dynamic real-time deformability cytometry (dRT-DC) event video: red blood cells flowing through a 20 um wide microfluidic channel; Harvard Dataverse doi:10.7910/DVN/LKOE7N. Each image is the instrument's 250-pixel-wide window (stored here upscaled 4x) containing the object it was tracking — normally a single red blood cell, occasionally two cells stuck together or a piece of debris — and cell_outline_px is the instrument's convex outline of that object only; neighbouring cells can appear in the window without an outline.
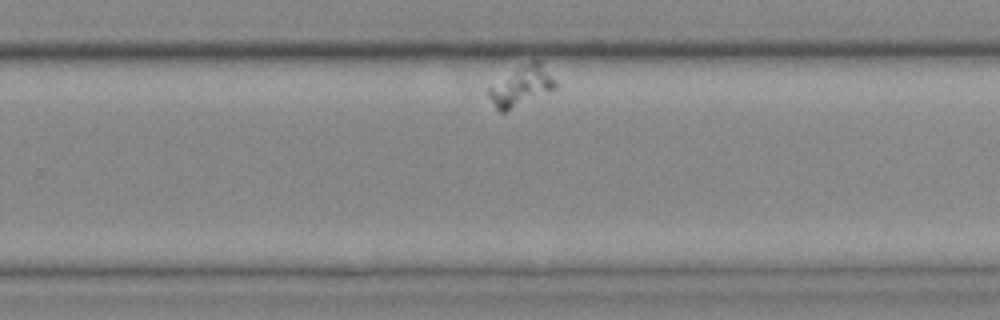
{"species": "common noctule bat (a hibernating species)", "species_latin": "Nyctalus noctula", "temperature_condition": "cold", "stored_images_in_passage": 35, "camera_frame_rate_fps": 3000, "um_per_image_px": 0.085, "animal": {"sex": "female", "body_mass_g": 25.1}, "frame": {"image": 1, "passage_image": 26, "time_ms": 8.333, "image_size_px": [1000, 320], "cell_outline_px": [[556, 88], [552, 92], [504, 112], [500, 112], [496, 108], [488, 96], [488, 88], [532, 60], [540, 60], [556, 84]], "centroid_in_image_um": [44.35, 7.36], "position_along_channel_um": 285.4, "area_um2": 14.97}}